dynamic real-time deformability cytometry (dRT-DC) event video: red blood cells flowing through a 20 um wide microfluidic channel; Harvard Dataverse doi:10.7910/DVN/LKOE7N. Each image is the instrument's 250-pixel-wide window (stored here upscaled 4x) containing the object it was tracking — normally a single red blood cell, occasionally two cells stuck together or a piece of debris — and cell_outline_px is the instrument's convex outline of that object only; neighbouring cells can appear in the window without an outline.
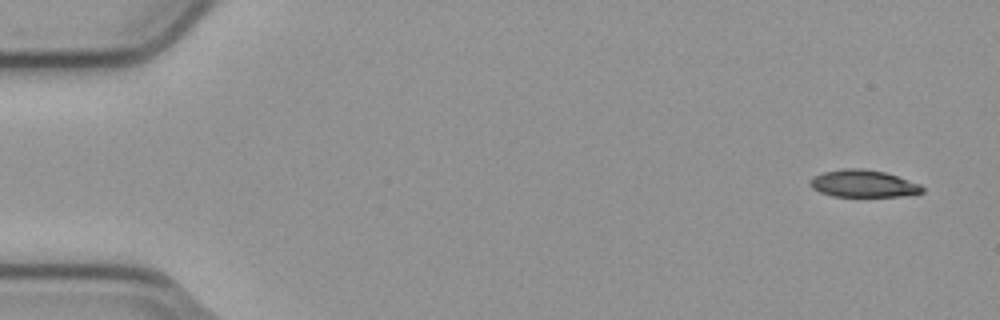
{"species": "common noctule bat (a hibernating species)", "species_latin": "Nyctalus noctula", "temperature_condition": "cold", "stored_images_in_passage": 4, "camera_frame_rate_fps": 3000, "um_per_image_px": 0.085, "animal": {"sex": "male", "body_mass_g": 23.1, "forearm_length_mm": 52.7}, "frame": {"image": 1, "passage_image": 1, "time_ms": 0.0, "image_size_px": [1000, 320], "cell_outline_px": [[924, 192], [904, 196], [832, 196], [820, 192], [812, 188], [808, 184], [808, 180], [812, 176], [824, 172], [844, 168], [864, 168], [884, 172], [920, 184], [924, 188]], "centroid_in_image_um": [73.34, 15.6], "position_along_channel_um": 11.7, "area_um2": 17.86}}
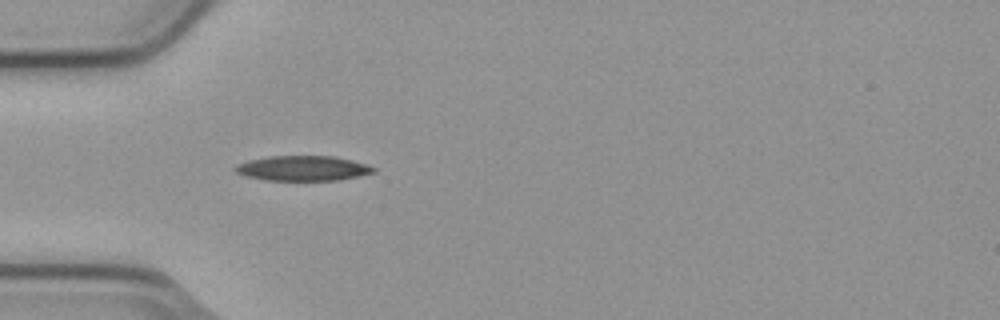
{"frame": {"image": 2, "passage_image": 4, "time_ms": 1.0, "image_size_px": [1000, 320], "cell_outline_px": [[376, 172], [340, 180], [264, 180], [244, 176], [236, 172], [232, 168], [236, 164], [248, 160], [268, 156], [336, 156], [352, 160], [376, 168]], "centroid_in_image_um": [25.7, 14.3], "position_along_channel_um": 59.3, "area_um2": 20.29}}